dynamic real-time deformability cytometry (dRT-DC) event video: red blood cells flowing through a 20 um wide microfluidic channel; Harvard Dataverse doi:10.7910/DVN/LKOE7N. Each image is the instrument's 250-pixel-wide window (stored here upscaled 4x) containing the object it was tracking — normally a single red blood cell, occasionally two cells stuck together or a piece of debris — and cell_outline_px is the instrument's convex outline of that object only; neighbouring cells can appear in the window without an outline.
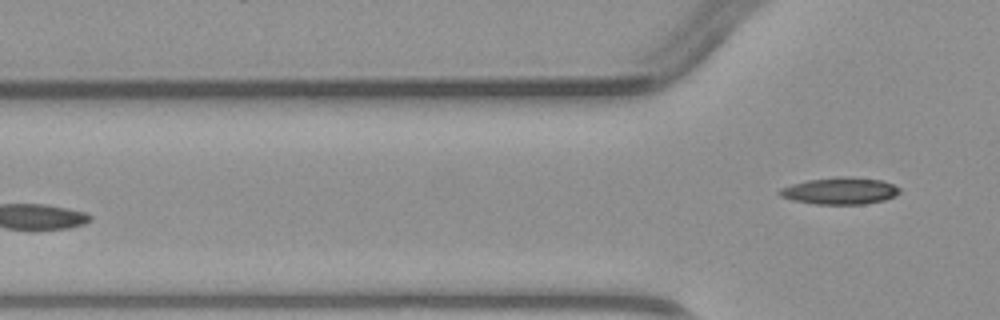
{"species": "common noctule bat (a hibernating species)", "species_latin": "Nyctalus noctula", "temperature_condition": "warm", "stored_images_in_passage": 4, "camera_frame_rate_fps": 3000, "um_per_image_px": 0.085, "animal": {"sex": "male", "body_mass_g": 23.1, "forearm_length_mm": 52.7}, "frame": {"image": 1, "passage_image": 4, "time_ms": 3.333, "image_size_px": [1000, 320], "cell_outline_px": [[900, 192], [896, 196], [884, 200], [864, 204], [816, 204], [792, 200], [780, 196], [776, 192], [780, 188], [792, 184], [808, 180], [840, 176], [852, 176], [880, 180], [892, 184], [900, 188]], "centroid_in_image_um": [71.39, 16.22], "position_along_channel_um": 54.4, "area_um2": 18.9}}